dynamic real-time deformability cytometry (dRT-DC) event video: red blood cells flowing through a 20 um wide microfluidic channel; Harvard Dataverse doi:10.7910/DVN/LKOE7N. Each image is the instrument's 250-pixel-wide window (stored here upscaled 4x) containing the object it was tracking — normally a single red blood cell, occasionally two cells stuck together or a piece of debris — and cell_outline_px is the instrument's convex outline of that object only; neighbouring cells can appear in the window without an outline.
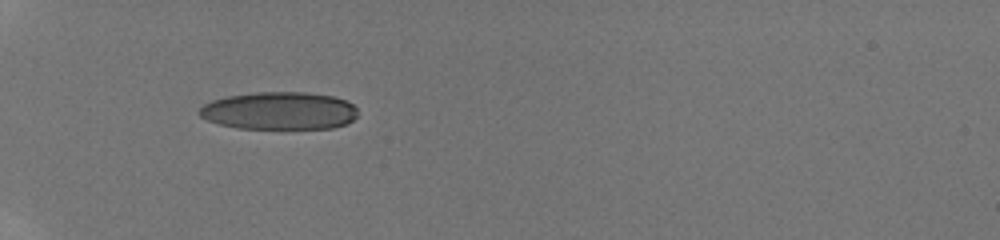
{"species": "human", "species_latin": "Homo sapiens", "temperature_condition": "room temperature", "stored_images_in_passage": 39, "camera_frame_rate_fps": 3000, "um_per_image_px": 0.085, "donor": {"sex": "male"}, "frame": {"image": 1, "passage_image": 1, "time_ms": 0.0, "image_size_px": [1000, 240], "cell_outline_px": [[356, 116], [352, 120], [344, 124], [332, 128], [240, 128], [220, 124], [208, 120], [200, 116], [196, 112], [204, 104], [212, 100], [228, 96], [256, 92], [308, 92], [332, 96], [344, 100], [352, 104], [356, 108]], "centroid_in_image_um": [23.72, 9.41], "position_along_channel_um": 61.3, "area_um2": 34.56}}
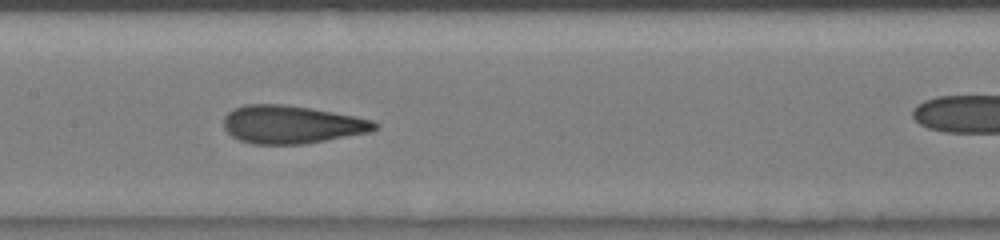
{"frame": {"image": 2, "passage_image": 14, "time_ms": 2.0, "image_size_px": [1000, 240], "cell_outline_px": [[380, 124], [376, 128], [368, 132], [304, 144], [252, 144], [240, 140], [232, 136], [224, 128], [224, 116], [228, 112], [244, 104], [280, 104], [308, 108], [356, 116], [372, 120]], "centroid_in_image_um": [24.77, 10.58], "position_along_channel_um": 182.6, "area_um2": 33.18}}
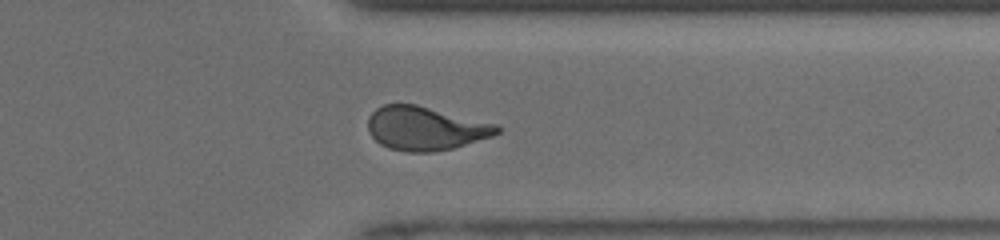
{"frame": {"image": 3, "passage_image": 35, "time_ms": 6.667, "image_size_px": [1000, 240], "cell_outline_px": [[500, 132], [492, 136], [452, 148], [432, 152], [408, 152], [388, 148], [380, 144], [368, 132], [368, 116], [376, 108], [384, 104], [416, 104], [496, 124], [500, 128]], "centroid_in_image_um": [36.12, 10.91], "position_along_channel_um": 375.3, "area_um2": 32.71}}